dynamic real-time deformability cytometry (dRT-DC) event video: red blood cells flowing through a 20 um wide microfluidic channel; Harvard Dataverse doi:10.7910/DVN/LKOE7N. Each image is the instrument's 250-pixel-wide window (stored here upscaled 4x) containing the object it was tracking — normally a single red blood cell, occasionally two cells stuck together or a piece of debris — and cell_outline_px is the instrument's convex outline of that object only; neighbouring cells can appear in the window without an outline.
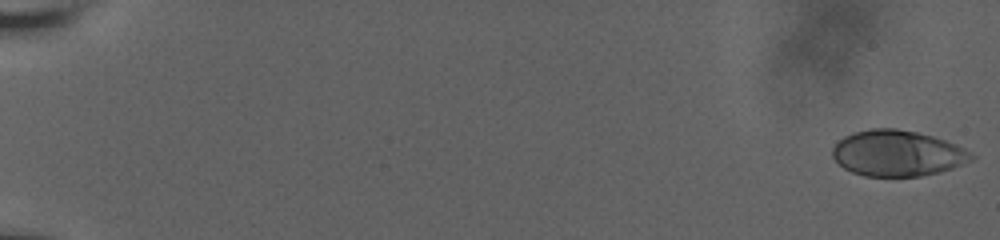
{"species": "human", "species_latin": "Homo sapiens", "temperature_condition": "room temperature", "stored_images_in_passage": 57, "camera_frame_rate_fps": 3000, "um_per_image_px": 0.085, "donor": {"sex": "male"}, "frame": {"image": 1, "passage_image": 1, "time_ms": 0.0, "image_size_px": [1000, 240], "cell_outline_px": [[976, 156], [972, 160], [952, 168], [940, 172], [920, 176], [864, 176], [852, 172], [844, 168], [832, 156], [832, 148], [844, 136], [852, 132], [868, 128], [896, 128], [916, 132], [932, 136], [956, 144], [964, 148]], "centroid_in_image_um": [76.27, 13.02], "position_along_channel_um": 8.7, "area_um2": 37.17}}
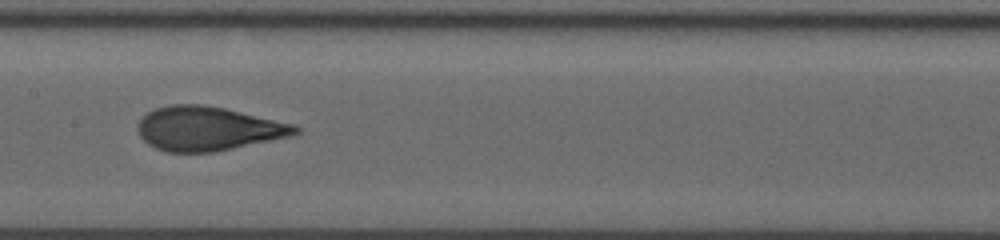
{"frame": {"image": 2, "passage_image": 32, "time_ms": 10.333, "image_size_px": [1000, 240], "cell_outline_px": [[300, 132], [292, 136], [212, 152], [168, 152], [156, 148], [148, 144], [140, 136], [140, 120], [148, 112], [156, 108], [168, 104], [204, 104], [224, 108], [296, 124], [300, 128]], "centroid_in_image_um": [17.72, 10.92], "position_along_channel_um": 189.7, "area_um2": 40.23}}
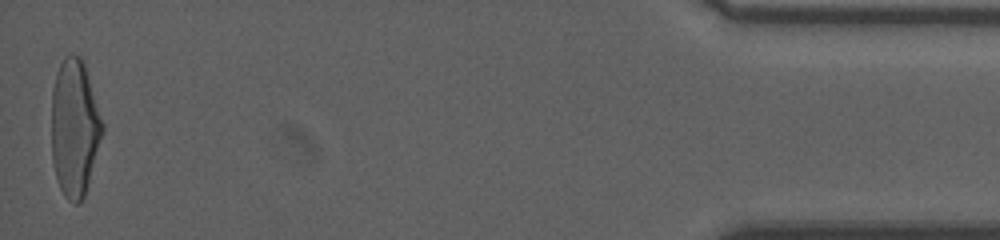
{"frame": {"image": 3, "passage_image": 57, "time_ms": 18.667, "image_size_px": [1000, 240], "cell_outline_px": [[104, 132], [84, 196], [80, 204], [72, 204], [64, 196], [60, 188], [56, 176], [52, 160], [52, 88], [56, 72], [64, 56], [80, 56], [84, 64], [104, 124]], "centroid_in_image_um": [6.34, 10.9], "position_along_channel_um": 428.9, "area_um2": 40.69}, "authors_computed_cell_mechanics": {"area_um2": 39.304, "velocity_mm_per_s": 3.839, "shape_relaxation_time_tau1_ms": 5.4312, "shape_relaxation_time_tau2_ms": null, "deformation_change_tau1": 0.2104, "deformation_change_tau2": null}}